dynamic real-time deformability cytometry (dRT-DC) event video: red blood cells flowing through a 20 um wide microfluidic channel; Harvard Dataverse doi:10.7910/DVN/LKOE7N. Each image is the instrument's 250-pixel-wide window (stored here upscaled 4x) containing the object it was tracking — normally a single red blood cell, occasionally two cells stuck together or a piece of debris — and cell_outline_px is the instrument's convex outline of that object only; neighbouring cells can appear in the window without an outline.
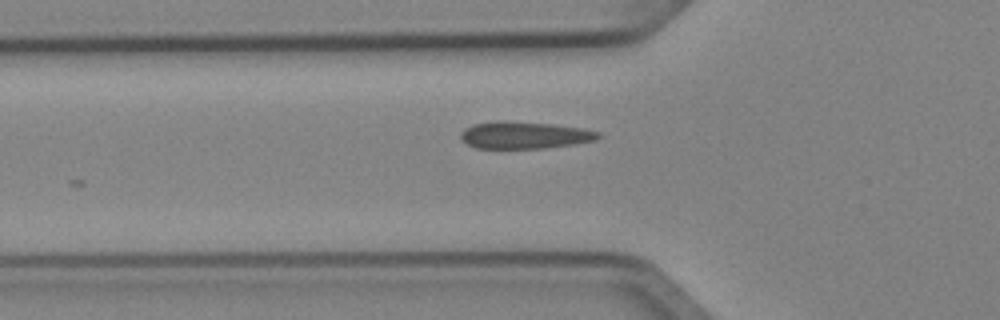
{"species": "Egyptian fruit bat (a non-hibernating species)", "species_latin": "Rousettus aegyptiacus", "temperature_condition": "cold", "stored_images_in_passage": 2, "camera_frame_rate_fps": 3000, "um_per_image_px": 0.085, "animal": {"sex": "female"}, "frame": {"image": 1, "passage_image": 2, "time_ms": 0.333, "image_size_px": [1000, 320], "cell_outline_px": [[604, 136], [596, 140], [576, 144], [544, 148], [476, 148], [460, 140], [460, 132], [464, 128], [472, 124], [496, 120], [504, 120], [552, 124], [584, 128], [600, 132]], "centroid_in_image_um": [44.59, 11.47], "position_along_channel_um": 81.2, "area_um2": 22.14}}